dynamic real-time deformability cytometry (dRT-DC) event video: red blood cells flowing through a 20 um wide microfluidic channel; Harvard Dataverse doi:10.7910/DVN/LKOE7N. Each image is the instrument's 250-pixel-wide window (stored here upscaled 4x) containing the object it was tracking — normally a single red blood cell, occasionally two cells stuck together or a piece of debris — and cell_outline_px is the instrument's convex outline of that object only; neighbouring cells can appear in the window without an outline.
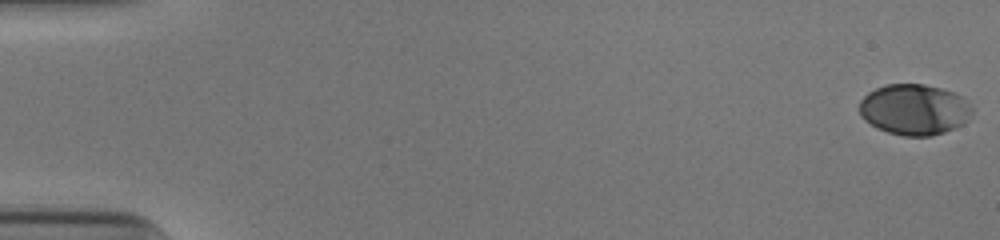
{"species": "human", "species_latin": "Homo sapiens", "temperature_condition": "cold", "stored_images_in_passage": 54, "camera_frame_rate_fps": 3000, "um_per_image_px": 0.085, "donor": {"sex": "male"}, "frame": {"image": 1, "passage_image": 1, "time_ms": 0.0, "image_size_px": [1000, 240], "cell_outline_px": [[972, 112], [968, 120], [964, 124], [956, 128], [932, 136], [904, 136], [888, 132], [876, 128], [864, 120], [860, 116], [860, 100], [868, 92], [884, 84], [924, 84], [956, 92], [972, 108]], "centroid_in_image_um": [77.7, 9.31], "position_along_channel_um": 7.3, "area_um2": 33.58}}
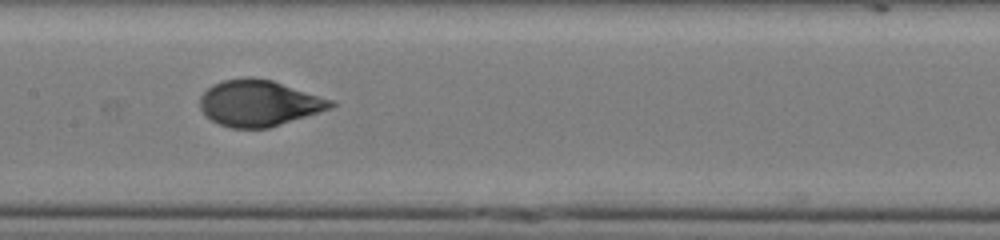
{"frame": {"image": 2, "passage_image": 28, "time_ms": 9.0, "image_size_px": [1000, 240], "cell_outline_px": [[336, 104], [332, 108], [268, 128], [232, 128], [220, 124], [212, 120], [200, 108], [200, 96], [212, 84], [224, 80], [248, 76], [252, 76], [272, 80], [332, 100]], "centroid_in_image_um": [22.0, 8.75], "position_along_channel_um": 185.4, "area_um2": 34.91}}
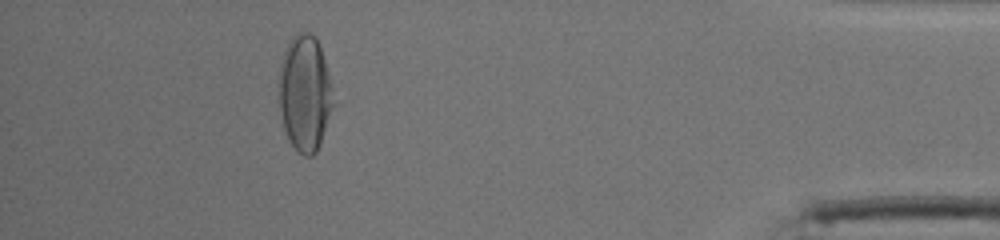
{"frame": {"image": 3, "passage_image": 49, "time_ms": 16.0, "image_size_px": [1000, 240], "cell_outline_px": [[332, 108], [320, 144], [316, 152], [312, 156], [304, 156], [288, 140], [284, 128], [276, 100], [276, 84], [280, 64], [284, 52], [292, 36], [296, 32], [308, 32], [316, 36], [328, 72], [332, 88]], "centroid_in_image_um": [25.85, 7.91], "position_along_channel_um": 409.4, "area_um2": 37.17}, "authors_computed_cell_mechanics": {"area_um2": 34.8823, "velocity_mm_per_s": 3.8952, "shape_relaxation_time_tau1_ms": 3.7698, "shape_relaxation_time_tau2_ms": null, "deformation_change_tau1": 0.1894, "deformation_change_tau2": null}}